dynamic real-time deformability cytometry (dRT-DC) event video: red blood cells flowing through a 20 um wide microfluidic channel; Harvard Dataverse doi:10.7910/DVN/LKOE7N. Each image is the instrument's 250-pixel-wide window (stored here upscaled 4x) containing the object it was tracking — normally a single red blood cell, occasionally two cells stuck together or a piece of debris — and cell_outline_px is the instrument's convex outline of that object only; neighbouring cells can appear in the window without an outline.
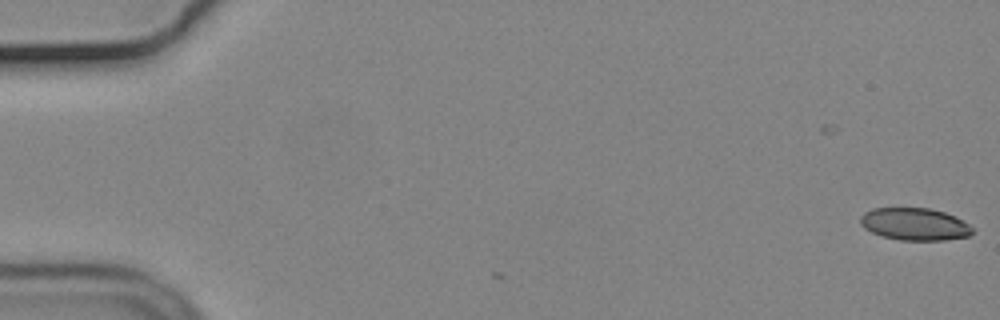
{"species": "common noctule bat (a hibernating species)", "species_latin": "Nyctalus noctula", "temperature_condition": "cold", "stored_images_in_passage": 2, "camera_frame_rate_fps": 3000, "um_per_image_px": 0.085, "animal": {"sex": "male", "body_mass_g": 19.2, "forearm_length_mm": 51.8}, "frame": {"image": 1, "passage_image": 2, "time_ms": 0.333, "image_size_px": [1000, 320], "cell_outline_px": [[972, 232], [968, 236], [944, 240], [900, 240], [880, 236], [864, 228], [860, 224], [860, 216], [864, 212], [872, 208], [928, 208], [944, 212], [968, 224], [972, 228]], "centroid_in_image_um": [77.68, 19.05], "position_along_channel_um": 7.3, "area_um2": 20.98}}